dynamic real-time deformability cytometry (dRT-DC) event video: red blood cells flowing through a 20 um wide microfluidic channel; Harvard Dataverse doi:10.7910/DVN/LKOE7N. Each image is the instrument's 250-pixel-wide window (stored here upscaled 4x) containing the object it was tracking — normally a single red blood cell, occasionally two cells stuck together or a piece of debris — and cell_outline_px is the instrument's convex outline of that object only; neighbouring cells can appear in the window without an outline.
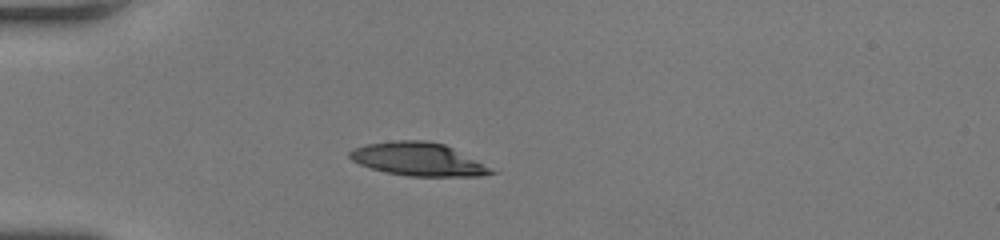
{"species": "human", "species_latin": "Homo sapiens", "temperature_condition": "room temperature", "stored_images_in_passage": 36, "camera_frame_rate_fps": 3000, "um_per_image_px": 0.085, "donor": {"sex": "female"}, "frame": {"image": 1, "passage_image": 1, "time_ms": 0.0, "image_size_px": [1000, 240], "cell_outline_px": [[496, 172], [480, 176], [408, 176], [388, 172], [372, 168], [360, 164], [352, 160], [348, 156], [348, 152], [352, 148], [364, 144], [392, 140], [424, 140], [444, 144], [452, 148]], "centroid_in_image_um": [35.44, 13.52], "position_along_channel_um": 49.6, "area_um2": 26.88}}
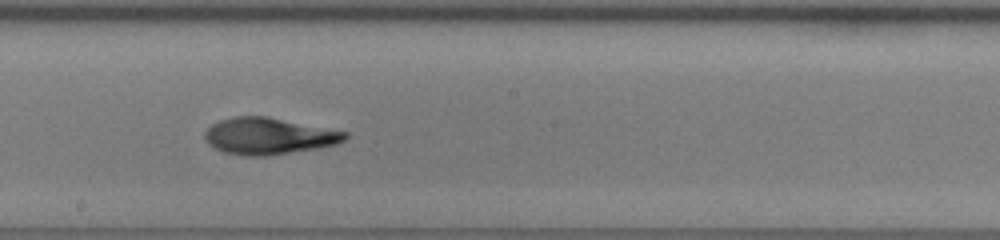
{"frame": {"image": 2, "passage_image": 15, "time_ms": 4.667, "image_size_px": [1000, 240], "cell_outline_px": [[348, 136], [344, 140], [336, 144], [316, 148], [264, 156], [244, 156], [224, 152], [208, 144], [204, 140], [204, 132], [212, 124], [220, 120], [236, 116], [268, 116], [348, 132]], "centroid_in_image_um": [22.81, 11.56], "position_along_channel_um": 225.4, "area_um2": 29.82}}
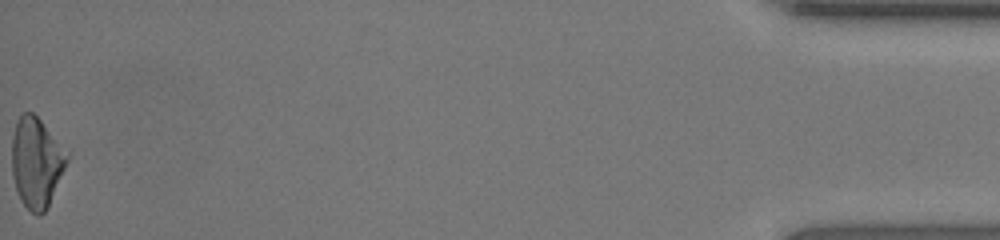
{"frame": {"image": 3, "passage_image": 36, "time_ms": 11.667, "image_size_px": [1000, 240], "cell_outline_px": [[68, 160], [48, 208], [40, 216], [36, 216], [20, 200], [12, 176], [12, 136], [16, 120], [24, 112], [32, 112], [40, 120], [68, 152]], "centroid_in_image_um": [3.08, 13.83], "position_along_channel_um": 432.1, "area_um2": 28.9}, "authors_computed_cell_mechanics": {"area_um2": 29.2468, "velocity_mm_per_s": 4.2959, "shape_relaxation_time_tau1_ms": 4.8583, "shape_relaxation_time_tau2_ms": 1.9294, "deformation_change_tau1": 0.229, "deformation_change_tau2": 0.0777}}